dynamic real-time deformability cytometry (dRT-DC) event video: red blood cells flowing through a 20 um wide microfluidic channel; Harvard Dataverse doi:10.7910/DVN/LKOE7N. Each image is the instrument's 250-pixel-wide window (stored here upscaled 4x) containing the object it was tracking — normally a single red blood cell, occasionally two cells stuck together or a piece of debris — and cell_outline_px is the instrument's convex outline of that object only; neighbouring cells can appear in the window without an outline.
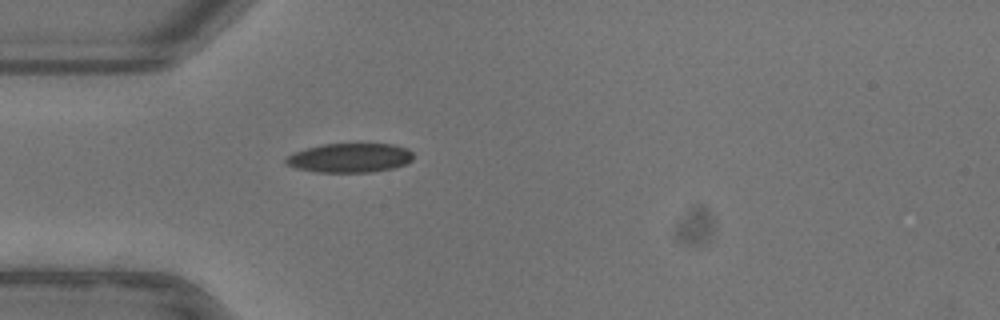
{"species": "common noctule bat (a hibernating species)", "species_latin": "Nyctalus noctula", "temperature_condition": "warm", "stored_images_in_passage": 38, "camera_frame_rate_fps": 3000, "um_per_image_px": 0.085, "animal": {"sex": "female"}, "frame": {"image": 1, "passage_image": 1, "time_ms": 0.0, "image_size_px": [1000, 320], "cell_outline_px": [[412, 160], [404, 164], [392, 168], [372, 172], [316, 172], [296, 168], [284, 164], [284, 160], [288, 156], [296, 152], [308, 148], [324, 144], [392, 144], [408, 148], [412, 152]], "centroid_in_image_um": [29.73, 13.42], "position_along_channel_um": 55.3, "area_um2": 21.56}}
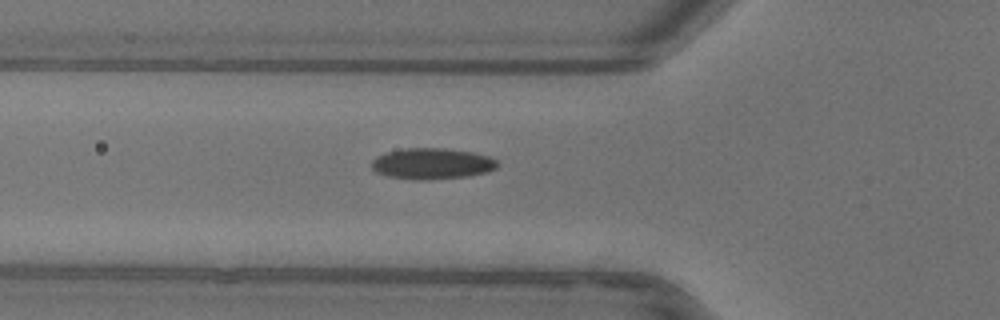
{"frame": {"image": 2, "passage_image": 4, "time_ms": 1.0, "image_size_px": [1000, 320], "cell_outline_px": [[496, 168], [488, 172], [468, 176], [424, 180], [416, 180], [388, 176], [376, 172], [372, 168], [372, 160], [376, 156], [384, 152], [404, 148], [444, 148], [472, 152], [488, 156], [496, 160]], "centroid_in_image_um": [36.69, 13.9], "position_along_channel_um": 89.1, "area_um2": 22.77}}
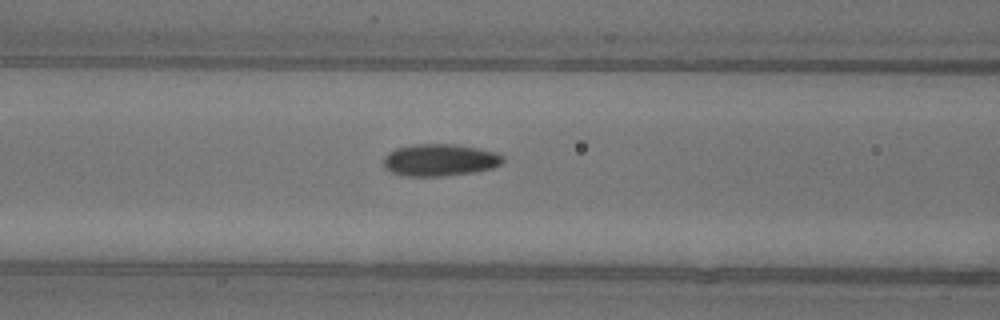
{"frame": {"image": 3, "passage_image": 7, "time_ms": 2.0, "image_size_px": [1000, 320], "cell_outline_px": [[504, 160], [500, 164], [492, 168], [472, 172], [440, 176], [404, 176], [392, 172], [384, 168], [384, 156], [388, 152], [396, 148], [412, 144], [456, 144], [496, 152], [504, 156]], "centroid_in_image_um": [37.36, 13.59], "position_along_channel_um": 129.2, "area_um2": 22.31}, "authors_computed_cell_mechanics": {"area_um2": 21.4438, "velocity_mm_per_s": 3.9361, "shape_relaxation_time_tau1_ms": 7.3508, "shape_relaxation_time_tau2_ms": 1.2255, "deformation_change_tau1": 0.205, "deformation_change_tau2": 0.0572}}